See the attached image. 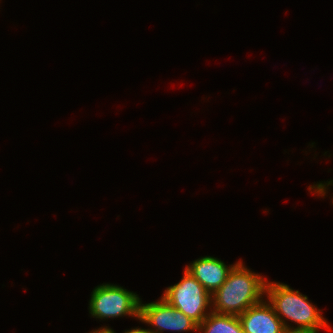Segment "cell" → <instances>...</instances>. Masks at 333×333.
Listing matches in <instances>:
<instances>
[{
	"label": "cell",
	"mask_w": 333,
	"mask_h": 333,
	"mask_svg": "<svg viewBox=\"0 0 333 333\" xmlns=\"http://www.w3.org/2000/svg\"><path fill=\"white\" fill-rule=\"evenodd\" d=\"M265 295L288 333H319L321 328L331 331V326L321 310L309 302L306 295L295 291L289 285L267 280ZM287 320L297 326L289 325Z\"/></svg>",
	"instance_id": "1"
},
{
	"label": "cell",
	"mask_w": 333,
	"mask_h": 333,
	"mask_svg": "<svg viewBox=\"0 0 333 333\" xmlns=\"http://www.w3.org/2000/svg\"><path fill=\"white\" fill-rule=\"evenodd\" d=\"M243 264L241 259L236 262L225 282L211 295L213 312L239 316L265 297L266 278Z\"/></svg>",
	"instance_id": "2"
},
{
	"label": "cell",
	"mask_w": 333,
	"mask_h": 333,
	"mask_svg": "<svg viewBox=\"0 0 333 333\" xmlns=\"http://www.w3.org/2000/svg\"><path fill=\"white\" fill-rule=\"evenodd\" d=\"M140 301L138 294L119 285L103 283L91 292L89 313L101 320L131 316L139 319Z\"/></svg>",
	"instance_id": "3"
},
{
	"label": "cell",
	"mask_w": 333,
	"mask_h": 333,
	"mask_svg": "<svg viewBox=\"0 0 333 333\" xmlns=\"http://www.w3.org/2000/svg\"><path fill=\"white\" fill-rule=\"evenodd\" d=\"M183 272L182 279L161 297L199 325L212 311L211 294L187 270Z\"/></svg>",
	"instance_id": "4"
},
{
	"label": "cell",
	"mask_w": 333,
	"mask_h": 333,
	"mask_svg": "<svg viewBox=\"0 0 333 333\" xmlns=\"http://www.w3.org/2000/svg\"><path fill=\"white\" fill-rule=\"evenodd\" d=\"M138 320L153 327L154 329H149L152 333L198 331V324L194 320L162 297L158 301L145 304L141 300Z\"/></svg>",
	"instance_id": "5"
},
{
	"label": "cell",
	"mask_w": 333,
	"mask_h": 333,
	"mask_svg": "<svg viewBox=\"0 0 333 333\" xmlns=\"http://www.w3.org/2000/svg\"><path fill=\"white\" fill-rule=\"evenodd\" d=\"M238 317L244 333H288L272 305L265 299L249 307Z\"/></svg>",
	"instance_id": "6"
},
{
	"label": "cell",
	"mask_w": 333,
	"mask_h": 333,
	"mask_svg": "<svg viewBox=\"0 0 333 333\" xmlns=\"http://www.w3.org/2000/svg\"><path fill=\"white\" fill-rule=\"evenodd\" d=\"M235 264L227 266L216 257L205 256L186 265L187 270L212 295L227 279Z\"/></svg>",
	"instance_id": "7"
},
{
	"label": "cell",
	"mask_w": 333,
	"mask_h": 333,
	"mask_svg": "<svg viewBox=\"0 0 333 333\" xmlns=\"http://www.w3.org/2000/svg\"><path fill=\"white\" fill-rule=\"evenodd\" d=\"M200 333H244L241 321L236 315L213 311L198 325Z\"/></svg>",
	"instance_id": "8"
},
{
	"label": "cell",
	"mask_w": 333,
	"mask_h": 333,
	"mask_svg": "<svg viewBox=\"0 0 333 333\" xmlns=\"http://www.w3.org/2000/svg\"><path fill=\"white\" fill-rule=\"evenodd\" d=\"M89 333H116L112 328L104 326L95 330H92Z\"/></svg>",
	"instance_id": "9"
},
{
	"label": "cell",
	"mask_w": 333,
	"mask_h": 333,
	"mask_svg": "<svg viewBox=\"0 0 333 333\" xmlns=\"http://www.w3.org/2000/svg\"><path fill=\"white\" fill-rule=\"evenodd\" d=\"M123 333H152L149 328L148 329H144V328H131L130 330H125V332Z\"/></svg>",
	"instance_id": "10"
}]
</instances>
